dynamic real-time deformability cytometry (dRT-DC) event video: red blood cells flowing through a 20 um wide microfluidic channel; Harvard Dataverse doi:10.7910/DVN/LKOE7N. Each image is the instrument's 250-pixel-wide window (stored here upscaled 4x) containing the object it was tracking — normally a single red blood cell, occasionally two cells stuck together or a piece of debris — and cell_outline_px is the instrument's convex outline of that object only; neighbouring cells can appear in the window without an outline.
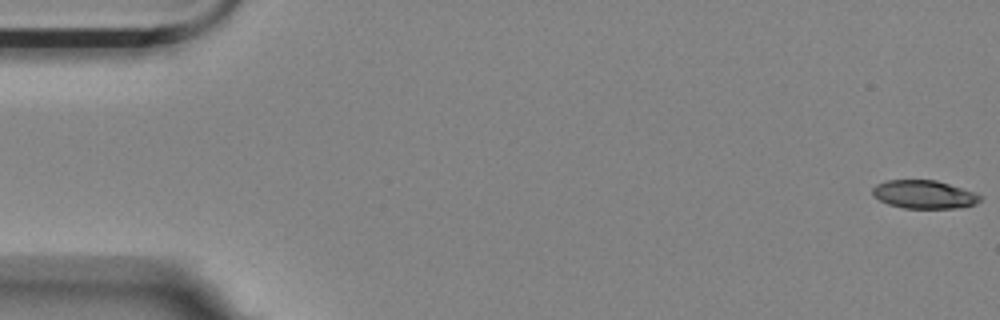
{"species": "Egyptian fruit bat (a non-hibernating species)", "species_latin": "Rousettus aegyptiacus", "temperature_condition": "room temperature", "stored_images_in_passage": 57, "camera_frame_rate_fps": 3000, "um_per_image_px": 0.085, "animal": {"sex": "female"}, "frame": {"image": 1, "passage_image": 1, "time_ms": 0.0, "image_size_px": [1000, 320], "cell_outline_px": [[980, 200], [976, 204], [956, 208], [904, 208], [888, 204], [872, 196], [872, 188], [876, 184], [888, 180], [936, 180], [972, 192], [980, 196]], "centroid_in_image_um": [78.48, 16.53], "position_along_channel_um": 6.5, "area_um2": 17.51}}
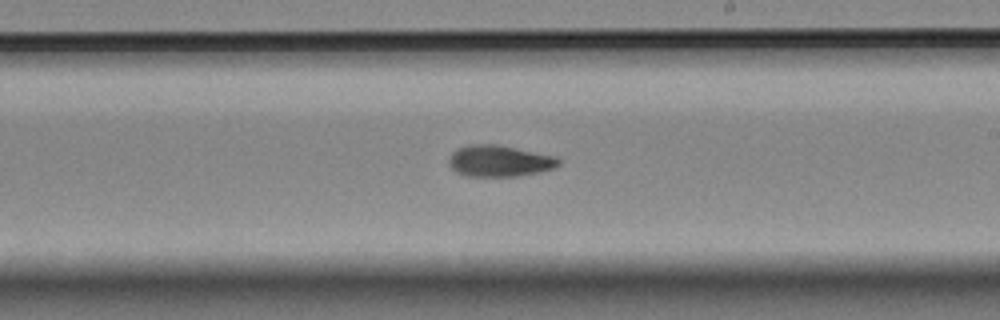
{"frame": {"image": 2, "passage_image": 33, "time_ms": 10.667, "image_size_px": [1000, 320], "cell_outline_px": [[560, 164], [552, 168], [540, 172], [516, 176], [464, 176], [452, 168], [448, 164], [448, 160], [452, 152], [456, 148], [468, 144], [496, 144], [556, 156], [560, 160]], "centroid_in_image_um": [42.42, 13.67], "position_along_channel_um": 246.6, "area_um2": 20.11}}
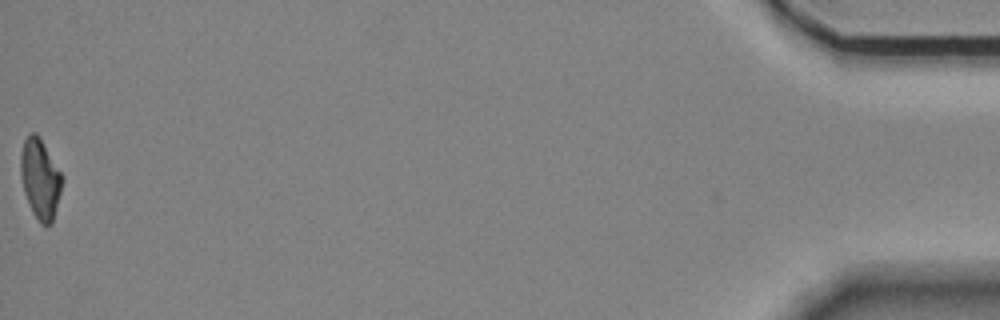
{"frame": {"image": 3, "passage_image": 57, "time_ms": 18.667, "image_size_px": [1000, 320], "cell_outline_px": [[64, 180], [52, 224], [40, 224], [32, 212], [24, 192], [20, 176], [20, 156], [24, 140], [32, 132], [36, 132], [40, 136], [64, 176]], "centroid_in_image_um": [3.43, 15.18], "position_along_channel_um": 431.8, "area_um2": 19.65}, "authors_computed_cell_mechanics": {"area_um2": 19.2474, "velocity_mm_per_s": 3.5341, "shape_relaxation_time_tau1_ms": 7.4236, "shape_relaxation_time_tau2_ms": 4.8219, "deformation_change_tau1": 0.2029, "deformation_change_tau2": 0.1171}}